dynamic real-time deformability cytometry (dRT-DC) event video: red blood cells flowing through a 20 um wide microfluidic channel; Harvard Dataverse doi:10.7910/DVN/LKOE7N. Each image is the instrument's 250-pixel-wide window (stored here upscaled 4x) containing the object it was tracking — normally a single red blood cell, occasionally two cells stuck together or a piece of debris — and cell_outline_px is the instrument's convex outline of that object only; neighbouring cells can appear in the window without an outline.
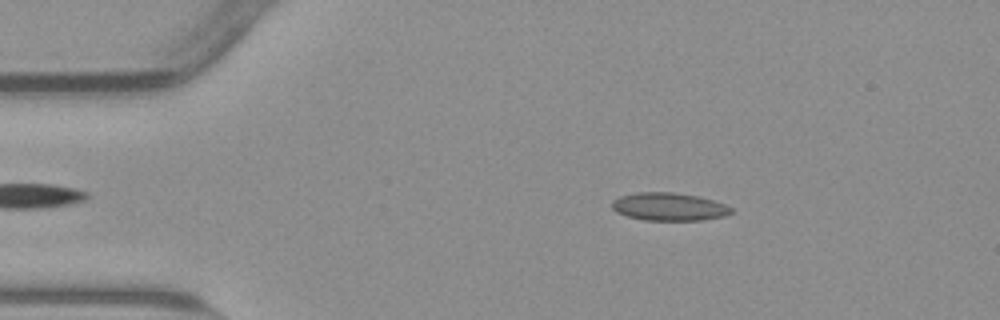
{"species": "common noctule bat (a hibernating species)", "species_latin": "Nyctalus noctula", "temperature_condition": "warm", "stored_images_in_passage": 46, "camera_frame_rate_fps": 3000, "um_per_image_px": 0.085, "animal": {"sex": "male", "body_mass_g": 23.1, "forearm_length_mm": 52.7}, "frame": {"image": 1, "passage_image": 9, "time_ms": 2.667, "image_size_px": [1000, 320], "cell_outline_px": [[732, 212], [724, 216], [700, 220], [644, 220], [628, 216], [616, 212], [612, 208], [612, 200], [620, 196], [636, 192], [672, 192], [700, 196], [724, 204], [732, 208]], "centroid_in_image_um": [56.84, 17.56], "position_along_channel_um": 28.2, "area_um2": 19.36}}
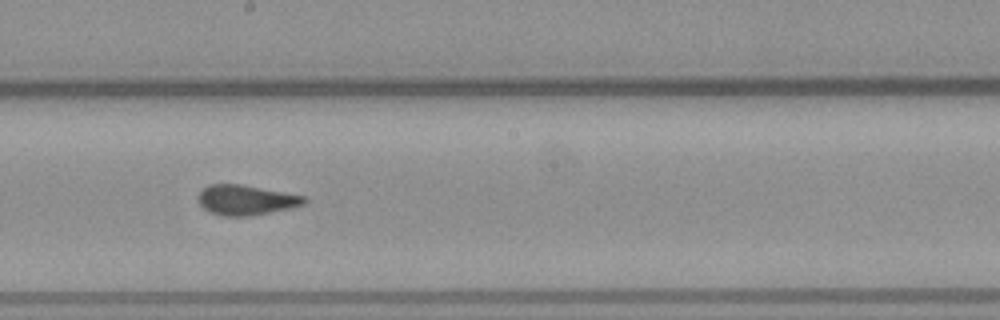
{"frame": {"image": 2, "passage_image": 29, "time_ms": 9.333, "image_size_px": [1000, 320], "cell_outline_px": [[308, 200], [304, 204], [288, 208], [248, 216], [220, 216], [204, 208], [200, 204], [200, 192], [208, 184], [240, 184], [304, 196]], "centroid_in_image_um": [20.9, 17.0], "position_along_channel_um": 227.3, "area_um2": 18.09}}
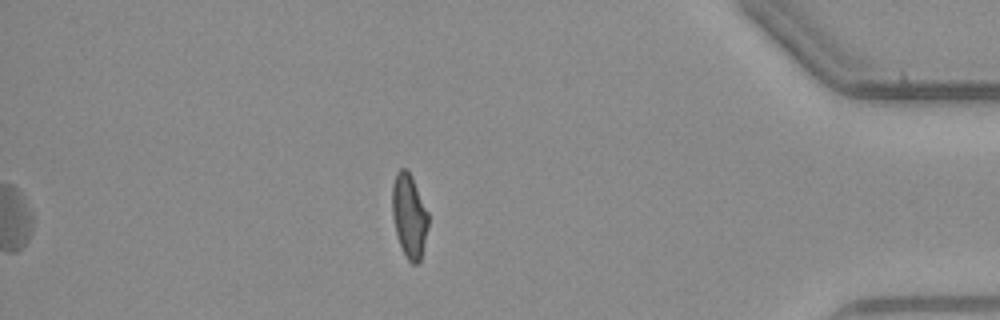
{"frame": {"image": 3, "passage_image": 46, "time_ms": 15.0, "image_size_px": [1000, 320], "cell_outline_px": [[428, 228], [420, 260], [416, 264], [412, 264], [408, 260], [400, 244], [396, 232], [392, 216], [392, 184], [396, 172], [400, 168], [408, 168], [412, 176], [428, 212]], "centroid_in_image_um": [34.78, 18.29], "position_along_channel_um": 400.4, "area_um2": 17.63}, "authors_computed_cell_mechanics": {"area_um2": 18.6694, "velocity_mm_per_s": 3.8246, "shape_relaxation_time_tau1_ms": 11.2397, "shape_relaxation_time_tau2_ms": 0.4137, "deformation_change_tau1": 0.2607, "deformation_change_tau2": 0.0628}}